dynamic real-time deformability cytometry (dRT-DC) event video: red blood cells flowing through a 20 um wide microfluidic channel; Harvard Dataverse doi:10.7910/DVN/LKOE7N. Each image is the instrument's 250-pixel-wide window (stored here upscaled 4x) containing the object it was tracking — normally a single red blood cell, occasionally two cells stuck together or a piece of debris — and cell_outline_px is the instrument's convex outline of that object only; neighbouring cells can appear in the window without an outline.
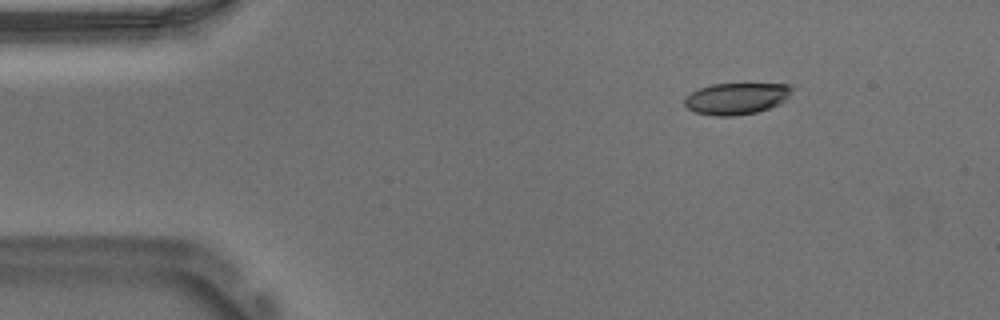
{"species": "Egyptian fruit bat (a non-hibernating species)", "species_latin": "Rousettus aegyptiacus", "temperature_condition": "warm", "stored_images_in_passage": 47, "camera_frame_rate_fps": 3000, "um_per_image_px": 0.085, "animal": {"sex": "male"}, "frame": {"image": 1, "passage_image": 1, "time_ms": 0.0, "image_size_px": [1000, 320], "cell_outline_px": [[796, 88], [780, 104], [756, 112], [736, 116], [712, 116], [696, 112], [688, 108], [684, 104], [684, 96], [700, 88], [712, 84], [788, 84]], "centroid_in_image_um": [62.6, 8.38], "position_along_channel_um": 22.4, "area_um2": 19.83}}
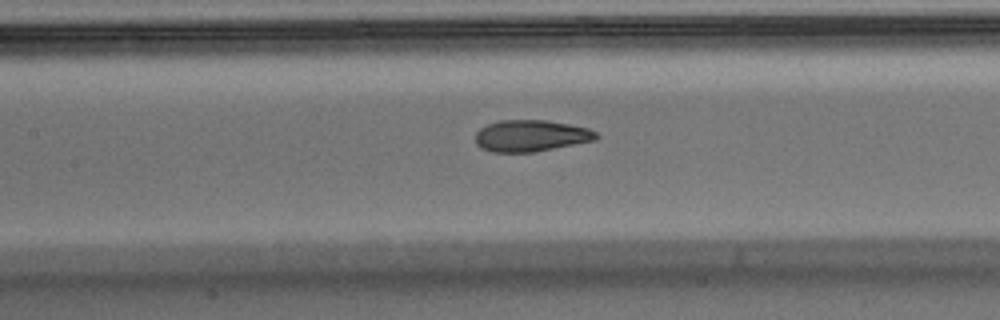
{"frame": {"image": 2, "passage_image": 18, "time_ms": 5.667, "image_size_px": [1000, 320], "cell_outline_px": [[600, 136], [596, 140], [536, 152], [492, 152], [480, 148], [476, 144], [476, 132], [480, 128], [488, 124], [500, 120], [544, 120], [568, 124], [588, 128], [596, 132]], "centroid_in_image_um": [45.13, 11.55], "position_along_channel_um": 162.3, "area_um2": 22.31}}
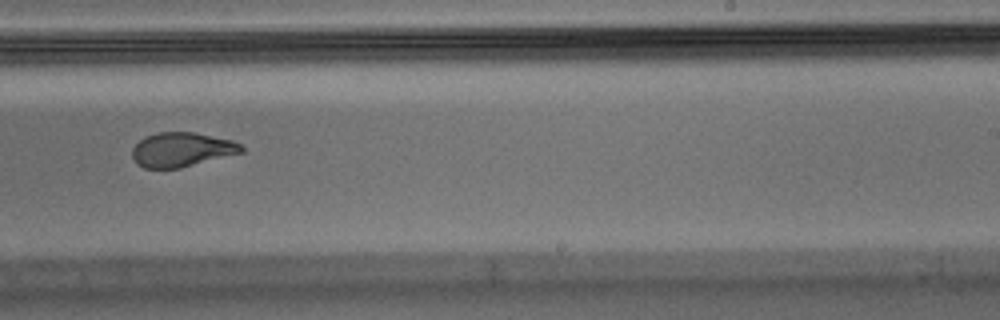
{"frame": {"image": 3, "passage_image": 27, "time_ms": 8.667, "image_size_px": [1000, 320], "cell_outline_px": [[244, 152], [180, 168], [144, 168], [136, 164], [132, 156], [132, 148], [140, 140], [156, 132], [192, 132], [232, 140], [240, 144], [244, 148]], "centroid_in_image_um": [15.44, 12.72], "position_along_channel_um": 273.6, "area_um2": 21.79}, "authors_computed_cell_mechanics": {"area_um2": 22.7154, "velocity_mm_per_s": 3.7223, "shape_relaxation_time_tau1_ms": 7.1799, "shape_relaxation_time_tau2_ms": 1.2386, "deformation_change_tau1": 0.2399, "deformation_change_tau2": 0.0602}}